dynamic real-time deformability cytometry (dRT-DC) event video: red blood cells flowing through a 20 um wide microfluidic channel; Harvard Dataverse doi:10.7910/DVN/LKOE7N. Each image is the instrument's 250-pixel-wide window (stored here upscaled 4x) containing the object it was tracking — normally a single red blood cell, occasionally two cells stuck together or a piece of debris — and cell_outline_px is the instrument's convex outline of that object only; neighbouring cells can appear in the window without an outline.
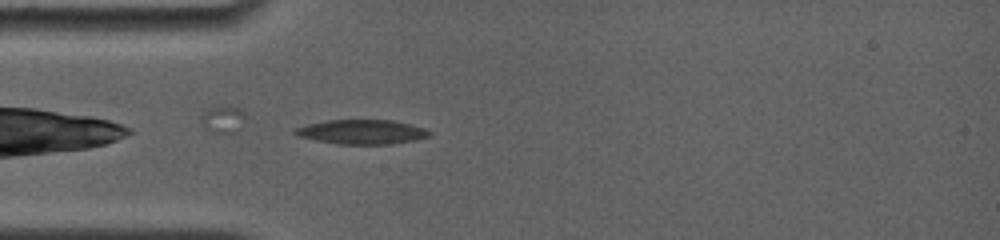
{"species": "common noctule bat (a hibernating species)", "species_latin": "Nyctalus noctula", "temperature_condition": "room temperature", "stored_images_in_passage": 4, "camera_frame_rate_fps": 4000, "um_per_image_px": 0.085, "animal": {"sex": "female", "body_mass_g": 19.0, "forearm_length_mm": 56.7}, "frame": {"image": 1, "passage_image": 4, "time_ms": 1.75, "image_size_px": [1000, 240], "cell_outline_px": [[432, 136], [416, 140], [392, 144], [336, 144], [296, 136], [292, 132], [292, 128], [308, 124], [328, 120], [392, 120], [424, 128], [432, 132]], "centroid_in_image_um": [30.74, 11.22], "position_along_channel_um": 54.3, "area_um2": 19.31}}